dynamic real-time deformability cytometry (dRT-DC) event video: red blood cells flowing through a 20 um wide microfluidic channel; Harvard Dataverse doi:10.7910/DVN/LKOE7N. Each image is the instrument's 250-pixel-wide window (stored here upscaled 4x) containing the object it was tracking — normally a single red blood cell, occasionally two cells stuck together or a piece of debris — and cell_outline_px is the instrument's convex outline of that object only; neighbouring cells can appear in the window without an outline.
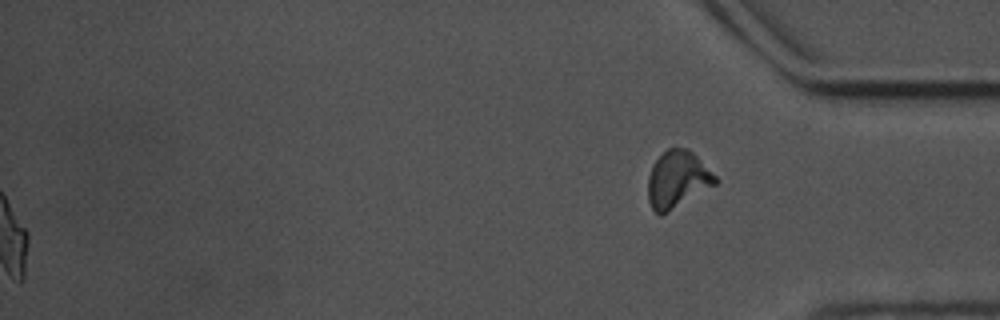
{"species": "common noctule bat (a hibernating species)", "species_latin": "Nyctalus noctula", "temperature_condition": "warm", "stored_images_in_passage": 59, "segment_of_instrument_passage": [2, 2], "camera_frame_rate_fps": 3000, "um_per_image_px": 0.085, "animal": {"sex": "male", "body_mass_g": 17.5, "forearm_length_mm": 52.3}, "frame": {"image": 1, "passage_image": 59, "time_ms": 19.333, "image_size_px": [1000, 320], "cell_outline_px": [[716, 184], [668, 212], [660, 216], [652, 208], [648, 200], [648, 176], [652, 164], [668, 148], [688, 148], [716, 176]], "centroid_in_image_um": [57.55, 15.26], "position_along_channel_um": 377.6, "area_um2": 22.08}}